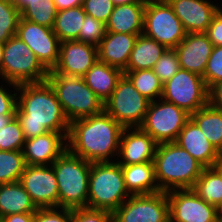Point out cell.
Returning <instances> with one entry per match:
<instances>
[{
  "mask_svg": "<svg viewBox=\"0 0 222 222\" xmlns=\"http://www.w3.org/2000/svg\"><path fill=\"white\" fill-rule=\"evenodd\" d=\"M17 92L15 117L25 139L48 132H69L70 122L47 81L19 84Z\"/></svg>",
  "mask_w": 222,
  "mask_h": 222,
  "instance_id": "cell-1",
  "label": "cell"
},
{
  "mask_svg": "<svg viewBox=\"0 0 222 222\" xmlns=\"http://www.w3.org/2000/svg\"><path fill=\"white\" fill-rule=\"evenodd\" d=\"M123 129L105 110L74 120L69 127L67 149L89 162H114Z\"/></svg>",
  "mask_w": 222,
  "mask_h": 222,
  "instance_id": "cell-2",
  "label": "cell"
},
{
  "mask_svg": "<svg viewBox=\"0 0 222 222\" xmlns=\"http://www.w3.org/2000/svg\"><path fill=\"white\" fill-rule=\"evenodd\" d=\"M155 178L159 189H192L204 166L175 142L158 144L154 157Z\"/></svg>",
  "mask_w": 222,
  "mask_h": 222,
  "instance_id": "cell-3",
  "label": "cell"
},
{
  "mask_svg": "<svg viewBox=\"0 0 222 222\" xmlns=\"http://www.w3.org/2000/svg\"><path fill=\"white\" fill-rule=\"evenodd\" d=\"M58 185V207H87L91 162L66 149L52 164Z\"/></svg>",
  "mask_w": 222,
  "mask_h": 222,
  "instance_id": "cell-4",
  "label": "cell"
},
{
  "mask_svg": "<svg viewBox=\"0 0 222 222\" xmlns=\"http://www.w3.org/2000/svg\"><path fill=\"white\" fill-rule=\"evenodd\" d=\"M131 195L117 162H91L87 208L113 213Z\"/></svg>",
  "mask_w": 222,
  "mask_h": 222,
  "instance_id": "cell-5",
  "label": "cell"
},
{
  "mask_svg": "<svg viewBox=\"0 0 222 222\" xmlns=\"http://www.w3.org/2000/svg\"><path fill=\"white\" fill-rule=\"evenodd\" d=\"M46 81L53 88L70 123L104 111V102L87 86L83 77L49 71Z\"/></svg>",
  "mask_w": 222,
  "mask_h": 222,
  "instance_id": "cell-6",
  "label": "cell"
},
{
  "mask_svg": "<svg viewBox=\"0 0 222 222\" xmlns=\"http://www.w3.org/2000/svg\"><path fill=\"white\" fill-rule=\"evenodd\" d=\"M49 71L16 35L4 43L0 79L16 84L46 81Z\"/></svg>",
  "mask_w": 222,
  "mask_h": 222,
  "instance_id": "cell-7",
  "label": "cell"
},
{
  "mask_svg": "<svg viewBox=\"0 0 222 222\" xmlns=\"http://www.w3.org/2000/svg\"><path fill=\"white\" fill-rule=\"evenodd\" d=\"M150 100L141 95L130 79L123 74L104 110L123 128L139 127L145 118Z\"/></svg>",
  "mask_w": 222,
  "mask_h": 222,
  "instance_id": "cell-8",
  "label": "cell"
},
{
  "mask_svg": "<svg viewBox=\"0 0 222 222\" xmlns=\"http://www.w3.org/2000/svg\"><path fill=\"white\" fill-rule=\"evenodd\" d=\"M190 114L174 103L159 98L150 101L143 123L139 126L158 144L175 142Z\"/></svg>",
  "mask_w": 222,
  "mask_h": 222,
  "instance_id": "cell-9",
  "label": "cell"
},
{
  "mask_svg": "<svg viewBox=\"0 0 222 222\" xmlns=\"http://www.w3.org/2000/svg\"><path fill=\"white\" fill-rule=\"evenodd\" d=\"M143 34L167 49H175L187 33L168 1H161L146 3Z\"/></svg>",
  "mask_w": 222,
  "mask_h": 222,
  "instance_id": "cell-10",
  "label": "cell"
},
{
  "mask_svg": "<svg viewBox=\"0 0 222 222\" xmlns=\"http://www.w3.org/2000/svg\"><path fill=\"white\" fill-rule=\"evenodd\" d=\"M208 91L202 76L180 68L163 84L161 98L192 114L208 104Z\"/></svg>",
  "mask_w": 222,
  "mask_h": 222,
  "instance_id": "cell-11",
  "label": "cell"
},
{
  "mask_svg": "<svg viewBox=\"0 0 222 222\" xmlns=\"http://www.w3.org/2000/svg\"><path fill=\"white\" fill-rule=\"evenodd\" d=\"M113 222H169L167 192L131 195L113 212Z\"/></svg>",
  "mask_w": 222,
  "mask_h": 222,
  "instance_id": "cell-12",
  "label": "cell"
},
{
  "mask_svg": "<svg viewBox=\"0 0 222 222\" xmlns=\"http://www.w3.org/2000/svg\"><path fill=\"white\" fill-rule=\"evenodd\" d=\"M169 222H221L215 206L200 198L192 189L167 192Z\"/></svg>",
  "mask_w": 222,
  "mask_h": 222,
  "instance_id": "cell-13",
  "label": "cell"
},
{
  "mask_svg": "<svg viewBox=\"0 0 222 222\" xmlns=\"http://www.w3.org/2000/svg\"><path fill=\"white\" fill-rule=\"evenodd\" d=\"M16 36L25 42L48 71L53 70L59 59L60 41L52 28L20 17Z\"/></svg>",
  "mask_w": 222,
  "mask_h": 222,
  "instance_id": "cell-14",
  "label": "cell"
},
{
  "mask_svg": "<svg viewBox=\"0 0 222 222\" xmlns=\"http://www.w3.org/2000/svg\"><path fill=\"white\" fill-rule=\"evenodd\" d=\"M19 182L38 208L58 207V185L52 165H26Z\"/></svg>",
  "mask_w": 222,
  "mask_h": 222,
  "instance_id": "cell-15",
  "label": "cell"
},
{
  "mask_svg": "<svg viewBox=\"0 0 222 222\" xmlns=\"http://www.w3.org/2000/svg\"><path fill=\"white\" fill-rule=\"evenodd\" d=\"M97 60V46L75 40L62 41L59 46V59L52 72L83 77Z\"/></svg>",
  "mask_w": 222,
  "mask_h": 222,
  "instance_id": "cell-16",
  "label": "cell"
},
{
  "mask_svg": "<svg viewBox=\"0 0 222 222\" xmlns=\"http://www.w3.org/2000/svg\"><path fill=\"white\" fill-rule=\"evenodd\" d=\"M157 146L158 143L140 127L124 128L117 162L120 165H131L154 161Z\"/></svg>",
  "mask_w": 222,
  "mask_h": 222,
  "instance_id": "cell-17",
  "label": "cell"
},
{
  "mask_svg": "<svg viewBox=\"0 0 222 222\" xmlns=\"http://www.w3.org/2000/svg\"><path fill=\"white\" fill-rule=\"evenodd\" d=\"M69 132H48L25 139L22 153L26 165H52L67 149Z\"/></svg>",
  "mask_w": 222,
  "mask_h": 222,
  "instance_id": "cell-18",
  "label": "cell"
},
{
  "mask_svg": "<svg viewBox=\"0 0 222 222\" xmlns=\"http://www.w3.org/2000/svg\"><path fill=\"white\" fill-rule=\"evenodd\" d=\"M186 33H205L221 8L209 0H168Z\"/></svg>",
  "mask_w": 222,
  "mask_h": 222,
  "instance_id": "cell-19",
  "label": "cell"
},
{
  "mask_svg": "<svg viewBox=\"0 0 222 222\" xmlns=\"http://www.w3.org/2000/svg\"><path fill=\"white\" fill-rule=\"evenodd\" d=\"M175 143L189 152L205 168L215 167L222 163L221 154L191 118L185 123Z\"/></svg>",
  "mask_w": 222,
  "mask_h": 222,
  "instance_id": "cell-20",
  "label": "cell"
},
{
  "mask_svg": "<svg viewBox=\"0 0 222 222\" xmlns=\"http://www.w3.org/2000/svg\"><path fill=\"white\" fill-rule=\"evenodd\" d=\"M213 44L205 33H187L176 46L180 68L203 77Z\"/></svg>",
  "mask_w": 222,
  "mask_h": 222,
  "instance_id": "cell-21",
  "label": "cell"
},
{
  "mask_svg": "<svg viewBox=\"0 0 222 222\" xmlns=\"http://www.w3.org/2000/svg\"><path fill=\"white\" fill-rule=\"evenodd\" d=\"M138 35L106 32L97 46L98 60L124 71Z\"/></svg>",
  "mask_w": 222,
  "mask_h": 222,
  "instance_id": "cell-22",
  "label": "cell"
},
{
  "mask_svg": "<svg viewBox=\"0 0 222 222\" xmlns=\"http://www.w3.org/2000/svg\"><path fill=\"white\" fill-rule=\"evenodd\" d=\"M146 3L115 5L108 22L107 32L142 34Z\"/></svg>",
  "mask_w": 222,
  "mask_h": 222,
  "instance_id": "cell-23",
  "label": "cell"
},
{
  "mask_svg": "<svg viewBox=\"0 0 222 222\" xmlns=\"http://www.w3.org/2000/svg\"><path fill=\"white\" fill-rule=\"evenodd\" d=\"M126 190L130 195H148L161 192L155 178L154 161L121 165Z\"/></svg>",
  "mask_w": 222,
  "mask_h": 222,
  "instance_id": "cell-24",
  "label": "cell"
},
{
  "mask_svg": "<svg viewBox=\"0 0 222 222\" xmlns=\"http://www.w3.org/2000/svg\"><path fill=\"white\" fill-rule=\"evenodd\" d=\"M123 71L97 60L83 76L87 86L102 100L106 102L116 88Z\"/></svg>",
  "mask_w": 222,
  "mask_h": 222,
  "instance_id": "cell-25",
  "label": "cell"
},
{
  "mask_svg": "<svg viewBox=\"0 0 222 222\" xmlns=\"http://www.w3.org/2000/svg\"><path fill=\"white\" fill-rule=\"evenodd\" d=\"M38 207L18 181L0 184V218L20 213H35Z\"/></svg>",
  "mask_w": 222,
  "mask_h": 222,
  "instance_id": "cell-26",
  "label": "cell"
},
{
  "mask_svg": "<svg viewBox=\"0 0 222 222\" xmlns=\"http://www.w3.org/2000/svg\"><path fill=\"white\" fill-rule=\"evenodd\" d=\"M167 48L156 40L139 34L131 51L127 68L124 71L153 69Z\"/></svg>",
  "mask_w": 222,
  "mask_h": 222,
  "instance_id": "cell-27",
  "label": "cell"
},
{
  "mask_svg": "<svg viewBox=\"0 0 222 222\" xmlns=\"http://www.w3.org/2000/svg\"><path fill=\"white\" fill-rule=\"evenodd\" d=\"M190 118L201 129L204 136L222 154V110L209 103L190 114Z\"/></svg>",
  "mask_w": 222,
  "mask_h": 222,
  "instance_id": "cell-28",
  "label": "cell"
},
{
  "mask_svg": "<svg viewBox=\"0 0 222 222\" xmlns=\"http://www.w3.org/2000/svg\"><path fill=\"white\" fill-rule=\"evenodd\" d=\"M192 190L204 201L218 208L222 203V163L204 168Z\"/></svg>",
  "mask_w": 222,
  "mask_h": 222,
  "instance_id": "cell-29",
  "label": "cell"
},
{
  "mask_svg": "<svg viewBox=\"0 0 222 222\" xmlns=\"http://www.w3.org/2000/svg\"><path fill=\"white\" fill-rule=\"evenodd\" d=\"M85 15L82 5L57 12L52 29L60 42L78 38Z\"/></svg>",
  "mask_w": 222,
  "mask_h": 222,
  "instance_id": "cell-30",
  "label": "cell"
},
{
  "mask_svg": "<svg viewBox=\"0 0 222 222\" xmlns=\"http://www.w3.org/2000/svg\"><path fill=\"white\" fill-rule=\"evenodd\" d=\"M133 83L135 89L150 101L161 98L163 83L152 69L123 71Z\"/></svg>",
  "mask_w": 222,
  "mask_h": 222,
  "instance_id": "cell-31",
  "label": "cell"
},
{
  "mask_svg": "<svg viewBox=\"0 0 222 222\" xmlns=\"http://www.w3.org/2000/svg\"><path fill=\"white\" fill-rule=\"evenodd\" d=\"M57 8L53 0H40L38 3L28 2L20 10L21 18L48 28H53Z\"/></svg>",
  "mask_w": 222,
  "mask_h": 222,
  "instance_id": "cell-32",
  "label": "cell"
},
{
  "mask_svg": "<svg viewBox=\"0 0 222 222\" xmlns=\"http://www.w3.org/2000/svg\"><path fill=\"white\" fill-rule=\"evenodd\" d=\"M25 166L22 150H0V184L20 181Z\"/></svg>",
  "mask_w": 222,
  "mask_h": 222,
  "instance_id": "cell-33",
  "label": "cell"
},
{
  "mask_svg": "<svg viewBox=\"0 0 222 222\" xmlns=\"http://www.w3.org/2000/svg\"><path fill=\"white\" fill-rule=\"evenodd\" d=\"M20 17L12 0H0V43L16 35Z\"/></svg>",
  "mask_w": 222,
  "mask_h": 222,
  "instance_id": "cell-34",
  "label": "cell"
},
{
  "mask_svg": "<svg viewBox=\"0 0 222 222\" xmlns=\"http://www.w3.org/2000/svg\"><path fill=\"white\" fill-rule=\"evenodd\" d=\"M25 138L18 119L14 117L5 127L0 129V150H22Z\"/></svg>",
  "mask_w": 222,
  "mask_h": 222,
  "instance_id": "cell-35",
  "label": "cell"
},
{
  "mask_svg": "<svg viewBox=\"0 0 222 222\" xmlns=\"http://www.w3.org/2000/svg\"><path fill=\"white\" fill-rule=\"evenodd\" d=\"M106 32V24L104 22L86 14L81 31L75 41L98 46Z\"/></svg>",
  "mask_w": 222,
  "mask_h": 222,
  "instance_id": "cell-36",
  "label": "cell"
},
{
  "mask_svg": "<svg viewBox=\"0 0 222 222\" xmlns=\"http://www.w3.org/2000/svg\"><path fill=\"white\" fill-rule=\"evenodd\" d=\"M180 69L178 54L175 49H167L153 67V72L164 84Z\"/></svg>",
  "mask_w": 222,
  "mask_h": 222,
  "instance_id": "cell-37",
  "label": "cell"
},
{
  "mask_svg": "<svg viewBox=\"0 0 222 222\" xmlns=\"http://www.w3.org/2000/svg\"><path fill=\"white\" fill-rule=\"evenodd\" d=\"M203 79L208 89L212 85L222 82V46H213Z\"/></svg>",
  "mask_w": 222,
  "mask_h": 222,
  "instance_id": "cell-38",
  "label": "cell"
},
{
  "mask_svg": "<svg viewBox=\"0 0 222 222\" xmlns=\"http://www.w3.org/2000/svg\"><path fill=\"white\" fill-rule=\"evenodd\" d=\"M34 222H73V209L62 207L38 208Z\"/></svg>",
  "mask_w": 222,
  "mask_h": 222,
  "instance_id": "cell-39",
  "label": "cell"
},
{
  "mask_svg": "<svg viewBox=\"0 0 222 222\" xmlns=\"http://www.w3.org/2000/svg\"><path fill=\"white\" fill-rule=\"evenodd\" d=\"M114 4L111 0H83L82 7L86 14L91 15L96 20H100L105 24L114 9Z\"/></svg>",
  "mask_w": 222,
  "mask_h": 222,
  "instance_id": "cell-40",
  "label": "cell"
},
{
  "mask_svg": "<svg viewBox=\"0 0 222 222\" xmlns=\"http://www.w3.org/2000/svg\"><path fill=\"white\" fill-rule=\"evenodd\" d=\"M4 82L7 83V86L9 85V88L10 86L11 88L13 87V89L11 90L14 91H11L9 90V88L7 89L5 86H3ZM1 84L2 85H0V115H16L18 84L5 80H2Z\"/></svg>",
  "mask_w": 222,
  "mask_h": 222,
  "instance_id": "cell-41",
  "label": "cell"
},
{
  "mask_svg": "<svg viewBox=\"0 0 222 222\" xmlns=\"http://www.w3.org/2000/svg\"><path fill=\"white\" fill-rule=\"evenodd\" d=\"M73 222H113V213L87 207L75 208Z\"/></svg>",
  "mask_w": 222,
  "mask_h": 222,
  "instance_id": "cell-42",
  "label": "cell"
},
{
  "mask_svg": "<svg viewBox=\"0 0 222 222\" xmlns=\"http://www.w3.org/2000/svg\"><path fill=\"white\" fill-rule=\"evenodd\" d=\"M205 34L213 46H222V7L214 15Z\"/></svg>",
  "mask_w": 222,
  "mask_h": 222,
  "instance_id": "cell-43",
  "label": "cell"
},
{
  "mask_svg": "<svg viewBox=\"0 0 222 222\" xmlns=\"http://www.w3.org/2000/svg\"><path fill=\"white\" fill-rule=\"evenodd\" d=\"M208 103L211 106L222 110V82L216 83L209 88Z\"/></svg>",
  "mask_w": 222,
  "mask_h": 222,
  "instance_id": "cell-44",
  "label": "cell"
},
{
  "mask_svg": "<svg viewBox=\"0 0 222 222\" xmlns=\"http://www.w3.org/2000/svg\"><path fill=\"white\" fill-rule=\"evenodd\" d=\"M1 219L4 222H34V213L11 214Z\"/></svg>",
  "mask_w": 222,
  "mask_h": 222,
  "instance_id": "cell-45",
  "label": "cell"
},
{
  "mask_svg": "<svg viewBox=\"0 0 222 222\" xmlns=\"http://www.w3.org/2000/svg\"><path fill=\"white\" fill-rule=\"evenodd\" d=\"M82 1L83 0H53L58 11L81 6Z\"/></svg>",
  "mask_w": 222,
  "mask_h": 222,
  "instance_id": "cell-46",
  "label": "cell"
},
{
  "mask_svg": "<svg viewBox=\"0 0 222 222\" xmlns=\"http://www.w3.org/2000/svg\"><path fill=\"white\" fill-rule=\"evenodd\" d=\"M17 9L21 10L28 2L38 3L40 0H12Z\"/></svg>",
  "mask_w": 222,
  "mask_h": 222,
  "instance_id": "cell-47",
  "label": "cell"
},
{
  "mask_svg": "<svg viewBox=\"0 0 222 222\" xmlns=\"http://www.w3.org/2000/svg\"><path fill=\"white\" fill-rule=\"evenodd\" d=\"M15 115H0V129L5 127Z\"/></svg>",
  "mask_w": 222,
  "mask_h": 222,
  "instance_id": "cell-48",
  "label": "cell"
},
{
  "mask_svg": "<svg viewBox=\"0 0 222 222\" xmlns=\"http://www.w3.org/2000/svg\"><path fill=\"white\" fill-rule=\"evenodd\" d=\"M114 5L131 4V3H145L143 0H111Z\"/></svg>",
  "mask_w": 222,
  "mask_h": 222,
  "instance_id": "cell-49",
  "label": "cell"
},
{
  "mask_svg": "<svg viewBox=\"0 0 222 222\" xmlns=\"http://www.w3.org/2000/svg\"><path fill=\"white\" fill-rule=\"evenodd\" d=\"M3 51H4V44L0 43V74L2 70V64H3Z\"/></svg>",
  "mask_w": 222,
  "mask_h": 222,
  "instance_id": "cell-50",
  "label": "cell"
},
{
  "mask_svg": "<svg viewBox=\"0 0 222 222\" xmlns=\"http://www.w3.org/2000/svg\"><path fill=\"white\" fill-rule=\"evenodd\" d=\"M217 210H218L219 217L222 219V203H221V205L217 208Z\"/></svg>",
  "mask_w": 222,
  "mask_h": 222,
  "instance_id": "cell-51",
  "label": "cell"
},
{
  "mask_svg": "<svg viewBox=\"0 0 222 222\" xmlns=\"http://www.w3.org/2000/svg\"><path fill=\"white\" fill-rule=\"evenodd\" d=\"M145 3L147 2H161V1H168V0H143Z\"/></svg>",
  "mask_w": 222,
  "mask_h": 222,
  "instance_id": "cell-52",
  "label": "cell"
}]
</instances>
